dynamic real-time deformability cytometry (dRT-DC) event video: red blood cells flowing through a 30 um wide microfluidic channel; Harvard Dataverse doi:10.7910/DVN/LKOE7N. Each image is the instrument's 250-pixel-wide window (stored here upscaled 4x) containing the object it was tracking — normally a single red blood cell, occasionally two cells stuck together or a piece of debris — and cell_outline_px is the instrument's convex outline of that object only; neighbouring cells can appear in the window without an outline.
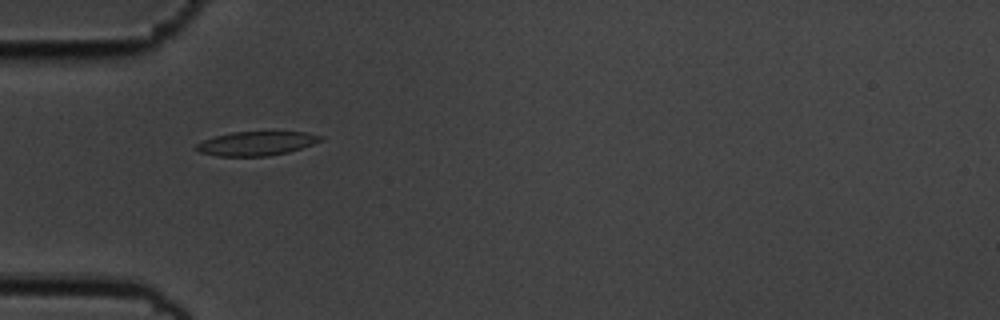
{"species": "common noctule bat (a hibernating species)", "species_latin": "Nyctalus noctula", "temperature_condition": "cold", "stored_images_in_passage": 41, "camera_frame_rate_fps": 3000, "um_per_image_px": 0.085, "animal": {"sex": "male", "body_mass_g": 19.5, "forearm_length_mm": 54.6}, "frame": {"image": 1, "passage_image": 3, "time_ms": 0.667, "image_size_px": [1000, 320], "cell_outline_px": [[324, 140], [288, 152], [268, 156], [216, 156], [200, 152], [192, 148], [196, 144], [204, 140], [216, 136], [232, 132], [308, 132], [324, 136]], "centroid_in_image_um": [21.79, 12.19], "position_along_channel_um": 63.2, "area_um2": 17.46}}
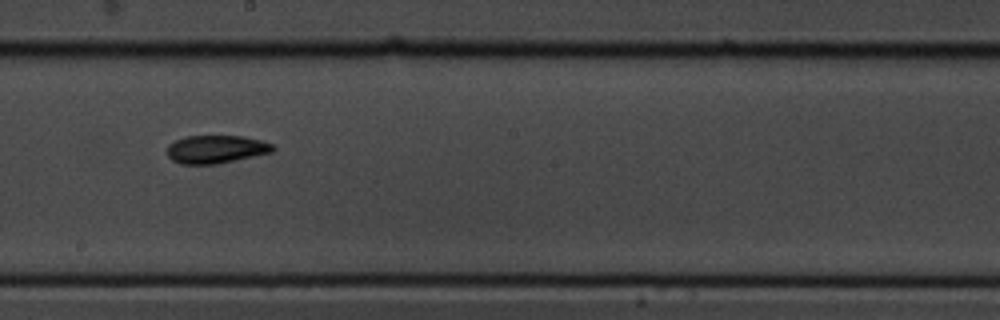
{"frame": {"image": 2, "passage_image": 17, "time_ms": 5.333, "image_size_px": [1000, 320], "cell_outline_px": [[276, 148], [272, 152], [216, 164], [180, 164], [172, 160], [168, 156], [168, 144], [184, 136], [244, 136], [260, 140], [272, 144]], "centroid_in_image_um": [18.35, 12.68], "position_along_channel_um": 229.9, "area_um2": 17.22}}
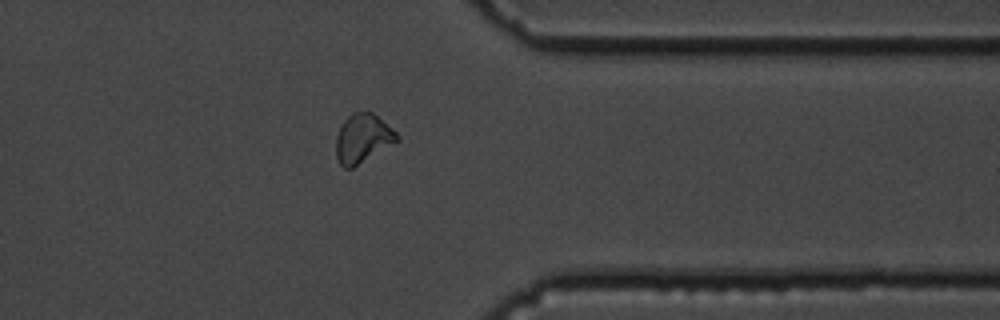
{"frame": {"image": 3, "passage_image": 30, "time_ms": 9.667, "image_size_px": [1000, 320], "cell_outline_px": [[400, 140], [352, 168], [344, 168], [340, 164], [336, 156], [336, 136], [344, 120], [352, 112], [372, 112], [392, 128], [400, 136]], "centroid_in_image_um": [30.84, 11.77], "position_along_channel_um": 380.6, "area_um2": 17.28}, "authors_computed_cell_mechanics": {"area_um2": 17.34, "velocity_mm_per_s": 3.6274, "shape_relaxation_time_tau1_ms": 3.9847, "shape_relaxation_time_tau2_ms": 3.0158, "deformation_change_tau1": 0.1189, "deformation_change_tau2": 0.0688}}